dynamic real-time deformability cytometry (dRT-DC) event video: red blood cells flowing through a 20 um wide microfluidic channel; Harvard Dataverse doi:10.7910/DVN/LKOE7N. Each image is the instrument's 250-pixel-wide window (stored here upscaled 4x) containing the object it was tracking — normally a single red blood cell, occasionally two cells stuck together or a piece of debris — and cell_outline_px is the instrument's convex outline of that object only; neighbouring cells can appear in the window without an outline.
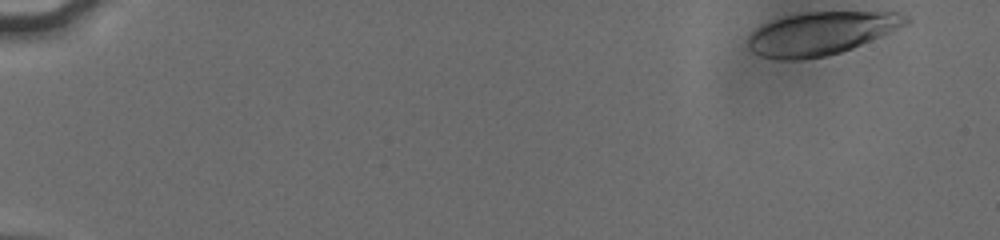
{"species": "human", "species_latin": "Homo sapiens", "temperature_condition": "cold", "stored_images_in_passage": 52, "camera_frame_rate_fps": 3000, "um_per_image_px": 0.085, "donor": {"sex": "male"}, "frame": {"image": 1, "passage_image": 1, "time_ms": 0.0, "image_size_px": [1000, 240], "cell_outline_px": [[912, 20], [908, 24], [852, 48], [840, 52], [824, 56], [796, 60], [788, 60], [760, 56], [752, 52], [748, 48], [748, 36], [760, 24], [784, 16], [808, 12], [900, 12], [908, 16]], "centroid_in_image_um": [69.77, 2.82], "position_along_channel_um": 15.2, "area_um2": 39.48}}
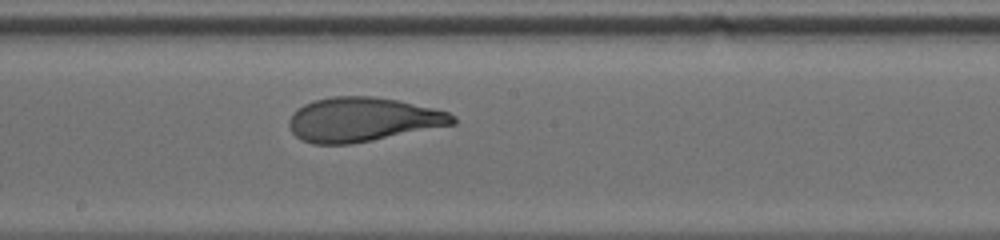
{"frame": {"image": 2, "passage_image": 22, "time_ms": 9.667, "image_size_px": [1000, 240], "cell_outline_px": [[456, 124], [372, 140], [348, 144], [312, 144], [300, 140], [292, 132], [288, 124], [288, 120], [292, 112], [296, 108], [312, 100], [332, 96], [376, 96], [396, 100], [432, 108], [448, 112], [456, 116]], "centroid_in_image_um": [30.78, 10.15], "position_along_channel_um": 217.4, "area_um2": 42.31}}
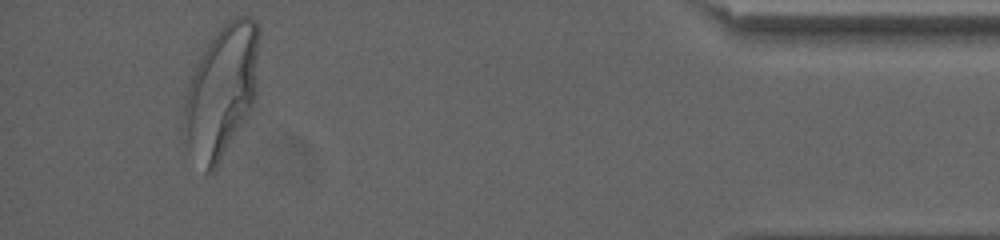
{"frame": {"image": 3, "passage_image": 48, "time_ms": 16.333, "image_size_px": [1000, 240], "cell_outline_px": [[260, 32], [256, 100], [252, 108], [216, 168], [212, 172], [204, 172], [188, 148], [184, 116], [184, 100], [188, 84], [196, 64], [208, 44], [220, 28], [228, 20], [236, 16], [252, 16], [256, 20], [260, 28]], "centroid_in_image_um": [18.88, 7.7], "position_along_channel_um": 416.3, "area_um2": 57.74}, "authors_computed_cell_mechanics": {"area_um2": 42.2518, "velocity_mm_per_s": 3.7905, "shape_relaxation_time_tau1_ms": 5.3214, "shape_relaxation_time_tau2_ms": 0.6868, "deformation_change_tau1": 0.1938, "deformation_change_tau2": 0.0605}}